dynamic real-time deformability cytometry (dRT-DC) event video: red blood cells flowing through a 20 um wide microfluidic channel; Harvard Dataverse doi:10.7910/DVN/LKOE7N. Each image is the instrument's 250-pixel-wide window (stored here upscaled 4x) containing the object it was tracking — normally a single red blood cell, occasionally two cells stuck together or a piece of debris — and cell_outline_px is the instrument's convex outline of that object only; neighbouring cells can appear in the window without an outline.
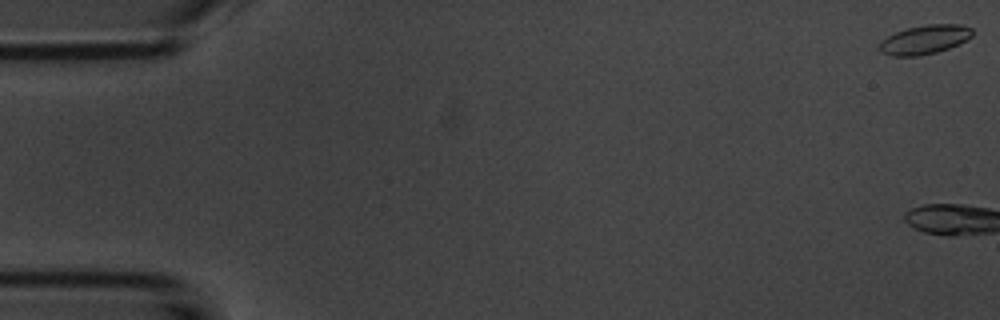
{"species": "common noctule bat (a hibernating species)", "species_latin": "Nyctalus noctula", "temperature_condition": "room temperature", "stored_images_in_passage": 3, "camera_frame_rate_fps": 3000, "um_per_image_px": 0.085, "animal": {"sex": "male", "body_mass_g": 20.1, "forearm_length_mm": 53.5}, "frame": {"image": 1, "passage_image": 1, "time_ms": 0.0, "image_size_px": [1000, 320], "cell_outline_px": [[972, 36], [968, 40], [948, 48], [936, 52], [920, 56], [892, 56], [880, 52], [876, 48], [888, 36], [896, 32], [908, 28], [924, 24], [960, 24], [972, 28]], "centroid_in_image_um": [78.6, 3.37], "position_along_channel_um": 6.4, "area_um2": 15.78}}